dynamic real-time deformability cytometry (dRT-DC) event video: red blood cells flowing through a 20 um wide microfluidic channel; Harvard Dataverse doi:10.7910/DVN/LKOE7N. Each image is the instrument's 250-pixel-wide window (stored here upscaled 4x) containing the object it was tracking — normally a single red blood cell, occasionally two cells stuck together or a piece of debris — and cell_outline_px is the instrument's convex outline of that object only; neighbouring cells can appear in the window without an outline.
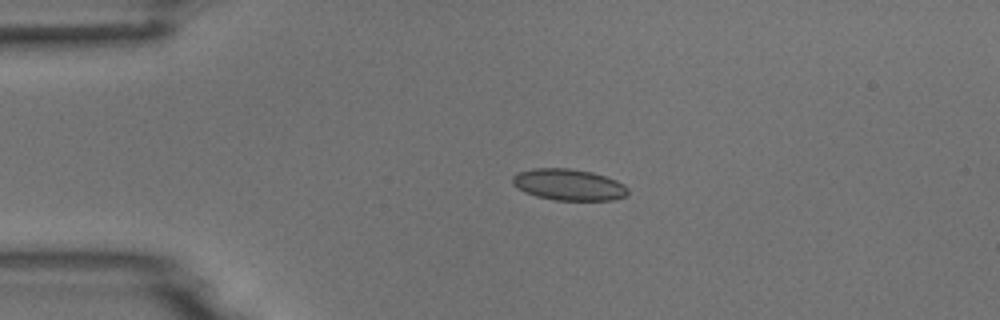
{"species": "common noctule bat (a hibernating species)", "species_latin": "Nyctalus noctula", "temperature_condition": "room temperature", "stored_images_in_passage": 4, "camera_frame_rate_fps": 3000, "um_per_image_px": 0.085, "animal": {"sex": "male", "body_mass_g": 18.8}, "frame": {"image": 1, "passage_image": 3, "time_ms": 3.333, "image_size_px": [1000, 320], "cell_outline_px": [[628, 192], [624, 196], [612, 200], [556, 200], [536, 196], [524, 192], [516, 188], [512, 184], [512, 176], [520, 172], [532, 168], [568, 168], [592, 172], [616, 180], [624, 184], [628, 188]], "centroid_in_image_um": [48.31, 15.69], "position_along_channel_um": 36.7, "area_um2": 21.1}}